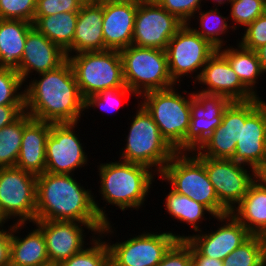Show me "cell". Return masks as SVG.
Here are the masks:
<instances>
[{
  "instance_id": "1",
  "label": "cell",
  "mask_w": 266,
  "mask_h": 266,
  "mask_svg": "<svg viewBox=\"0 0 266 266\" xmlns=\"http://www.w3.org/2000/svg\"><path fill=\"white\" fill-rule=\"evenodd\" d=\"M38 75L39 78L34 77L24 85L25 112L33 119L49 123L80 122L85 114V100L69 61Z\"/></svg>"
},
{
  "instance_id": "2",
  "label": "cell",
  "mask_w": 266,
  "mask_h": 266,
  "mask_svg": "<svg viewBox=\"0 0 266 266\" xmlns=\"http://www.w3.org/2000/svg\"><path fill=\"white\" fill-rule=\"evenodd\" d=\"M36 218L47 221L107 223L106 207L71 174L44 172L36 180ZM105 208V209H104Z\"/></svg>"
},
{
  "instance_id": "3",
  "label": "cell",
  "mask_w": 266,
  "mask_h": 266,
  "mask_svg": "<svg viewBox=\"0 0 266 266\" xmlns=\"http://www.w3.org/2000/svg\"><path fill=\"white\" fill-rule=\"evenodd\" d=\"M98 167L101 200L116 205L121 211L142 207L157 177L148 166L121 160L102 163Z\"/></svg>"
},
{
  "instance_id": "4",
  "label": "cell",
  "mask_w": 266,
  "mask_h": 266,
  "mask_svg": "<svg viewBox=\"0 0 266 266\" xmlns=\"http://www.w3.org/2000/svg\"><path fill=\"white\" fill-rule=\"evenodd\" d=\"M137 108L119 159L148 166L158 176L177 152L161 135L146 109L140 103Z\"/></svg>"
},
{
  "instance_id": "5",
  "label": "cell",
  "mask_w": 266,
  "mask_h": 266,
  "mask_svg": "<svg viewBox=\"0 0 266 266\" xmlns=\"http://www.w3.org/2000/svg\"><path fill=\"white\" fill-rule=\"evenodd\" d=\"M177 152L158 175L172 190L206 206L215 216L230 212L219 202L205 165L192 153Z\"/></svg>"
},
{
  "instance_id": "6",
  "label": "cell",
  "mask_w": 266,
  "mask_h": 266,
  "mask_svg": "<svg viewBox=\"0 0 266 266\" xmlns=\"http://www.w3.org/2000/svg\"><path fill=\"white\" fill-rule=\"evenodd\" d=\"M125 85L137 98L176 85L169 73L166 51L130 45L120 50Z\"/></svg>"
},
{
  "instance_id": "7",
  "label": "cell",
  "mask_w": 266,
  "mask_h": 266,
  "mask_svg": "<svg viewBox=\"0 0 266 266\" xmlns=\"http://www.w3.org/2000/svg\"><path fill=\"white\" fill-rule=\"evenodd\" d=\"M85 100L99 92L125 87L119 50L81 52L67 56Z\"/></svg>"
},
{
  "instance_id": "8",
  "label": "cell",
  "mask_w": 266,
  "mask_h": 266,
  "mask_svg": "<svg viewBox=\"0 0 266 266\" xmlns=\"http://www.w3.org/2000/svg\"><path fill=\"white\" fill-rule=\"evenodd\" d=\"M175 85L141 95V105L157 124L161 135L175 149L187 134L191 117L193 92L183 96Z\"/></svg>"
},
{
  "instance_id": "9",
  "label": "cell",
  "mask_w": 266,
  "mask_h": 266,
  "mask_svg": "<svg viewBox=\"0 0 266 266\" xmlns=\"http://www.w3.org/2000/svg\"><path fill=\"white\" fill-rule=\"evenodd\" d=\"M190 25L184 24L170 39L165 49L169 73L176 85H181V77L188 75L190 78L193 77V80L196 79V83L207 60L218 50ZM193 73H197V76H191Z\"/></svg>"
},
{
  "instance_id": "10",
  "label": "cell",
  "mask_w": 266,
  "mask_h": 266,
  "mask_svg": "<svg viewBox=\"0 0 266 266\" xmlns=\"http://www.w3.org/2000/svg\"><path fill=\"white\" fill-rule=\"evenodd\" d=\"M36 180L37 175L16 166L0 168V217L5 222L35 221Z\"/></svg>"
},
{
  "instance_id": "11",
  "label": "cell",
  "mask_w": 266,
  "mask_h": 266,
  "mask_svg": "<svg viewBox=\"0 0 266 266\" xmlns=\"http://www.w3.org/2000/svg\"><path fill=\"white\" fill-rule=\"evenodd\" d=\"M171 231L142 232L128 240L107 242L110 257L121 266H157L165 253L177 240H186V235Z\"/></svg>"
},
{
  "instance_id": "12",
  "label": "cell",
  "mask_w": 266,
  "mask_h": 266,
  "mask_svg": "<svg viewBox=\"0 0 266 266\" xmlns=\"http://www.w3.org/2000/svg\"><path fill=\"white\" fill-rule=\"evenodd\" d=\"M204 165L219 202L231 212L241 201L258 173L250 166L232 159L196 156ZM247 168L251 171L247 170Z\"/></svg>"
},
{
  "instance_id": "13",
  "label": "cell",
  "mask_w": 266,
  "mask_h": 266,
  "mask_svg": "<svg viewBox=\"0 0 266 266\" xmlns=\"http://www.w3.org/2000/svg\"><path fill=\"white\" fill-rule=\"evenodd\" d=\"M232 101L223 95L193 91L190 124L176 152L197 151L213 131L221 124L225 109Z\"/></svg>"
},
{
  "instance_id": "14",
  "label": "cell",
  "mask_w": 266,
  "mask_h": 266,
  "mask_svg": "<svg viewBox=\"0 0 266 266\" xmlns=\"http://www.w3.org/2000/svg\"><path fill=\"white\" fill-rule=\"evenodd\" d=\"M261 97L249 101H232L225 109L221 124L201 147L192 152L195 156L232 159L240 138L241 122L263 102Z\"/></svg>"
},
{
  "instance_id": "15",
  "label": "cell",
  "mask_w": 266,
  "mask_h": 266,
  "mask_svg": "<svg viewBox=\"0 0 266 266\" xmlns=\"http://www.w3.org/2000/svg\"><path fill=\"white\" fill-rule=\"evenodd\" d=\"M77 124L51 123L46 141V172L73 175L75 169L88 164L87 153L75 132Z\"/></svg>"
},
{
  "instance_id": "16",
  "label": "cell",
  "mask_w": 266,
  "mask_h": 266,
  "mask_svg": "<svg viewBox=\"0 0 266 266\" xmlns=\"http://www.w3.org/2000/svg\"><path fill=\"white\" fill-rule=\"evenodd\" d=\"M184 25L155 0L137 6L132 45L165 50L170 39Z\"/></svg>"
},
{
  "instance_id": "17",
  "label": "cell",
  "mask_w": 266,
  "mask_h": 266,
  "mask_svg": "<svg viewBox=\"0 0 266 266\" xmlns=\"http://www.w3.org/2000/svg\"><path fill=\"white\" fill-rule=\"evenodd\" d=\"M33 224L44 234L49 261L54 265H58L87 247L83 226L93 232L92 235H98L105 225V223L47 220H35Z\"/></svg>"
},
{
  "instance_id": "18",
  "label": "cell",
  "mask_w": 266,
  "mask_h": 266,
  "mask_svg": "<svg viewBox=\"0 0 266 266\" xmlns=\"http://www.w3.org/2000/svg\"><path fill=\"white\" fill-rule=\"evenodd\" d=\"M219 227L214 231L188 235L187 240L203 255L219 260L229 255L246 241L251 234L231 213L215 217ZM225 222V223H224ZM206 233V234H205Z\"/></svg>"
},
{
  "instance_id": "19",
  "label": "cell",
  "mask_w": 266,
  "mask_h": 266,
  "mask_svg": "<svg viewBox=\"0 0 266 266\" xmlns=\"http://www.w3.org/2000/svg\"><path fill=\"white\" fill-rule=\"evenodd\" d=\"M232 160L259 173L266 165V102L241 122L240 138Z\"/></svg>"
},
{
  "instance_id": "20",
  "label": "cell",
  "mask_w": 266,
  "mask_h": 266,
  "mask_svg": "<svg viewBox=\"0 0 266 266\" xmlns=\"http://www.w3.org/2000/svg\"><path fill=\"white\" fill-rule=\"evenodd\" d=\"M204 87L200 92L223 95L231 101H249L256 97L243 85L238 75L231 68L226 57L217 50L204 65L198 79Z\"/></svg>"
},
{
  "instance_id": "21",
  "label": "cell",
  "mask_w": 266,
  "mask_h": 266,
  "mask_svg": "<svg viewBox=\"0 0 266 266\" xmlns=\"http://www.w3.org/2000/svg\"><path fill=\"white\" fill-rule=\"evenodd\" d=\"M66 60V52L33 27L27 34L17 72L25 83L34 71L40 74L56 69Z\"/></svg>"
},
{
  "instance_id": "22",
  "label": "cell",
  "mask_w": 266,
  "mask_h": 266,
  "mask_svg": "<svg viewBox=\"0 0 266 266\" xmlns=\"http://www.w3.org/2000/svg\"><path fill=\"white\" fill-rule=\"evenodd\" d=\"M137 6L134 2L103 0L104 51L132 45Z\"/></svg>"
},
{
  "instance_id": "23",
  "label": "cell",
  "mask_w": 266,
  "mask_h": 266,
  "mask_svg": "<svg viewBox=\"0 0 266 266\" xmlns=\"http://www.w3.org/2000/svg\"><path fill=\"white\" fill-rule=\"evenodd\" d=\"M51 123L33 119L24 112V130L16 167L40 175L46 172V141Z\"/></svg>"
},
{
  "instance_id": "24",
  "label": "cell",
  "mask_w": 266,
  "mask_h": 266,
  "mask_svg": "<svg viewBox=\"0 0 266 266\" xmlns=\"http://www.w3.org/2000/svg\"><path fill=\"white\" fill-rule=\"evenodd\" d=\"M103 0H87L78 12L73 54L104 51Z\"/></svg>"
},
{
  "instance_id": "25",
  "label": "cell",
  "mask_w": 266,
  "mask_h": 266,
  "mask_svg": "<svg viewBox=\"0 0 266 266\" xmlns=\"http://www.w3.org/2000/svg\"><path fill=\"white\" fill-rule=\"evenodd\" d=\"M230 213L251 235L266 236V183L259 176Z\"/></svg>"
},
{
  "instance_id": "26",
  "label": "cell",
  "mask_w": 266,
  "mask_h": 266,
  "mask_svg": "<svg viewBox=\"0 0 266 266\" xmlns=\"http://www.w3.org/2000/svg\"><path fill=\"white\" fill-rule=\"evenodd\" d=\"M13 223L10 239V264L15 266L49 265L46 241L42 231L36 226V229L30 230L24 238H21L17 233L21 232L20 229H24L25 223L14 221Z\"/></svg>"
},
{
  "instance_id": "27",
  "label": "cell",
  "mask_w": 266,
  "mask_h": 266,
  "mask_svg": "<svg viewBox=\"0 0 266 266\" xmlns=\"http://www.w3.org/2000/svg\"><path fill=\"white\" fill-rule=\"evenodd\" d=\"M33 23L0 19V68L19 69L26 37Z\"/></svg>"
},
{
  "instance_id": "28",
  "label": "cell",
  "mask_w": 266,
  "mask_h": 266,
  "mask_svg": "<svg viewBox=\"0 0 266 266\" xmlns=\"http://www.w3.org/2000/svg\"><path fill=\"white\" fill-rule=\"evenodd\" d=\"M78 12H62L49 16H34L33 27L61 47L67 56L73 55V37Z\"/></svg>"
},
{
  "instance_id": "29",
  "label": "cell",
  "mask_w": 266,
  "mask_h": 266,
  "mask_svg": "<svg viewBox=\"0 0 266 266\" xmlns=\"http://www.w3.org/2000/svg\"><path fill=\"white\" fill-rule=\"evenodd\" d=\"M233 46L221 47L218 50L226 57L233 71L238 75L243 85L256 97L258 78L263 74L257 52L242 47L237 43ZM223 48V49H222Z\"/></svg>"
},
{
  "instance_id": "30",
  "label": "cell",
  "mask_w": 266,
  "mask_h": 266,
  "mask_svg": "<svg viewBox=\"0 0 266 266\" xmlns=\"http://www.w3.org/2000/svg\"><path fill=\"white\" fill-rule=\"evenodd\" d=\"M164 201V206L166 207L165 209L170 216H172L175 220L180 221V223L182 222L184 224L185 222L188 226L190 225L195 233L202 230L200 228L201 225H199L201 223L199 222L203 220L205 221V219L207 220L205 214L208 213V215L215 218L206 206L185 195L178 194L171 188Z\"/></svg>"
},
{
  "instance_id": "31",
  "label": "cell",
  "mask_w": 266,
  "mask_h": 266,
  "mask_svg": "<svg viewBox=\"0 0 266 266\" xmlns=\"http://www.w3.org/2000/svg\"><path fill=\"white\" fill-rule=\"evenodd\" d=\"M110 222L105 223L98 236L93 235L89 244L91 247H84L80 252L59 263L57 266H105L107 260L110 258V252L107 241L102 240L108 233L111 235L115 231V229H112Z\"/></svg>"
},
{
  "instance_id": "32",
  "label": "cell",
  "mask_w": 266,
  "mask_h": 266,
  "mask_svg": "<svg viewBox=\"0 0 266 266\" xmlns=\"http://www.w3.org/2000/svg\"><path fill=\"white\" fill-rule=\"evenodd\" d=\"M218 6L214 7L213 9L205 12L198 11L197 16L194 15L192 18H198L197 21H199V27H192V29L198 33L203 39H206L209 41L214 47L217 49L225 46V41L222 38L223 35L226 32H229V28L233 30H237V25L231 26L230 24L228 25L229 20L227 16H222V13L218 11L219 9L217 8ZM221 14V15H220ZM212 21V23H211ZM201 28V29H200ZM228 30V31H227ZM222 35V36H221Z\"/></svg>"
},
{
  "instance_id": "33",
  "label": "cell",
  "mask_w": 266,
  "mask_h": 266,
  "mask_svg": "<svg viewBox=\"0 0 266 266\" xmlns=\"http://www.w3.org/2000/svg\"><path fill=\"white\" fill-rule=\"evenodd\" d=\"M265 264V237L260 235H251L223 260V266H264Z\"/></svg>"
},
{
  "instance_id": "34",
  "label": "cell",
  "mask_w": 266,
  "mask_h": 266,
  "mask_svg": "<svg viewBox=\"0 0 266 266\" xmlns=\"http://www.w3.org/2000/svg\"><path fill=\"white\" fill-rule=\"evenodd\" d=\"M24 130V113L0 129V168L16 166Z\"/></svg>"
},
{
  "instance_id": "35",
  "label": "cell",
  "mask_w": 266,
  "mask_h": 266,
  "mask_svg": "<svg viewBox=\"0 0 266 266\" xmlns=\"http://www.w3.org/2000/svg\"><path fill=\"white\" fill-rule=\"evenodd\" d=\"M23 85L25 84L16 70L0 68V106L25 105Z\"/></svg>"
},
{
  "instance_id": "36",
  "label": "cell",
  "mask_w": 266,
  "mask_h": 266,
  "mask_svg": "<svg viewBox=\"0 0 266 266\" xmlns=\"http://www.w3.org/2000/svg\"><path fill=\"white\" fill-rule=\"evenodd\" d=\"M230 8L232 22L246 28L266 12V0H232Z\"/></svg>"
},
{
  "instance_id": "37",
  "label": "cell",
  "mask_w": 266,
  "mask_h": 266,
  "mask_svg": "<svg viewBox=\"0 0 266 266\" xmlns=\"http://www.w3.org/2000/svg\"><path fill=\"white\" fill-rule=\"evenodd\" d=\"M127 95L136 96V94L130 90L127 86L122 88L108 89L97 93L96 95H90L85 99V110L89 108H99L105 112H114L122 102V99ZM97 106V107H96Z\"/></svg>"
},
{
  "instance_id": "38",
  "label": "cell",
  "mask_w": 266,
  "mask_h": 266,
  "mask_svg": "<svg viewBox=\"0 0 266 266\" xmlns=\"http://www.w3.org/2000/svg\"><path fill=\"white\" fill-rule=\"evenodd\" d=\"M37 0H0V19L34 21Z\"/></svg>"
},
{
  "instance_id": "39",
  "label": "cell",
  "mask_w": 266,
  "mask_h": 266,
  "mask_svg": "<svg viewBox=\"0 0 266 266\" xmlns=\"http://www.w3.org/2000/svg\"><path fill=\"white\" fill-rule=\"evenodd\" d=\"M167 12L176 16L184 24H190L191 19L202 8L203 0H155Z\"/></svg>"
},
{
  "instance_id": "40",
  "label": "cell",
  "mask_w": 266,
  "mask_h": 266,
  "mask_svg": "<svg viewBox=\"0 0 266 266\" xmlns=\"http://www.w3.org/2000/svg\"><path fill=\"white\" fill-rule=\"evenodd\" d=\"M243 35V36H242ZM238 43L249 50L256 51L266 44V12L257 17L250 25L244 28V33Z\"/></svg>"
},
{
  "instance_id": "41",
  "label": "cell",
  "mask_w": 266,
  "mask_h": 266,
  "mask_svg": "<svg viewBox=\"0 0 266 266\" xmlns=\"http://www.w3.org/2000/svg\"><path fill=\"white\" fill-rule=\"evenodd\" d=\"M87 0H37L34 16H49L62 12H79Z\"/></svg>"
},
{
  "instance_id": "42",
  "label": "cell",
  "mask_w": 266,
  "mask_h": 266,
  "mask_svg": "<svg viewBox=\"0 0 266 266\" xmlns=\"http://www.w3.org/2000/svg\"><path fill=\"white\" fill-rule=\"evenodd\" d=\"M157 266H191V243L187 239L177 240Z\"/></svg>"
},
{
  "instance_id": "43",
  "label": "cell",
  "mask_w": 266,
  "mask_h": 266,
  "mask_svg": "<svg viewBox=\"0 0 266 266\" xmlns=\"http://www.w3.org/2000/svg\"><path fill=\"white\" fill-rule=\"evenodd\" d=\"M25 112V105H1L0 129L17 120Z\"/></svg>"
},
{
  "instance_id": "44",
  "label": "cell",
  "mask_w": 266,
  "mask_h": 266,
  "mask_svg": "<svg viewBox=\"0 0 266 266\" xmlns=\"http://www.w3.org/2000/svg\"><path fill=\"white\" fill-rule=\"evenodd\" d=\"M4 222L0 226V266H8L10 264V239L12 234V225H8V230L3 229Z\"/></svg>"
},
{
  "instance_id": "45",
  "label": "cell",
  "mask_w": 266,
  "mask_h": 266,
  "mask_svg": "<svg viewBox=\"0 0 266 266\" xmlns=\"http://www.w3.org/2000/svg\"><path fill=\"white\" fill-rule=\"evenodd\" d=\"M191 266H223V260L203 256L191 244Z\"/></svg>"
},
{
  "instance_id": "46",
  "label": "cell",
  "mask_w": 266,
  "mask_h": 266,
  "mask_svg": "<svg viewBox=\"0 0 266 266\" xmlns=\"http://www.w3.org/2000/svg\"><path fill=\"white\" fill-rule=\"evenodd\" d=\"M263 74L266 72V44L256 50Z\"/></svg>"
},
{
  "instance_id": "47",
  "label": "cell",
  "mask_w": 266,
  "mask_h": 266,
  "mask_svg": "<svg viewBox=\"0 0 266 266\" xmlns=\"http://www.w3.org/2000/svg\"><path fill=\"white\" fill-rule=\"evenodd\" d=\"M111 1L134 2L140 4V3L150 2L152 0H111Z\"/></svg>"
},
{
  "instance_id": "48",
  "label": "cell",
  "mask_w": 266,
  "mask_h": 266,
  "mask_svg": "<svg viewBox=\"0 0 266 266\" xmlns=\"http://www.w3.org/2000/svg\"><path fill=\"white\" fill-rule=\"evenodd\" d=\"M258 176L266 183V165L265 167L258 173Z\"/></svg>"
},
{
  "instance_id": "49",
  "label": "cell",
  "mask_w": 266,
  "mask_h": 266,
  "mask_svg": "<svg viewBox=\"0 0 266 266\" xmlns=\"http://www.w3.org/2000/svg\"><path fill=\"white\" fill-rule=\"evenodd\" d=\"M209 1V0H208ZM213 2H215V6H216V4L218 5V6H220V5H223V4H225V3H229L230 4V2L232 1V0H212Z\"/></svg>"
},
{
  "instance_id": "50",
  "label": "cell",
  "mask_w": 266,
  "mask_h": 266,
  "mask_svg": "<svg viewBox=\"0 0 266 266\" xmlns=\"http://www.w3.org/2000/svg\"><path fill=\"white\" fill-rule=\"evenodd\" d=\"M105 266H121L117 264L111 257L107 260Z\"/></svg>"
},
{
  "instance_id": "51",
  "label": "cell",
  "mask_w": 266,
  "mask_h": 266,
  "mask_svg": "<svg viewBox=\"0 0 266 266\" xmlns=\"http://www.w3.org/2000/svg\"><path fill=\"white\" fill-rule=\"evenodd\" d=\"M5 221L0 217V226L4 223Z\"/></svg>"
},
{
  "instance_id": "52",
  "label": "cell",
  "mask_w": 266,
  "mask_h": 266,
  "mask_svg": "<svg viewBox=\"0 0 266 266\" xmlns=\"http://www.w3.org/2000/svg\"><path fill=\"white\" fill-rule=\"evenodd\" d=\"M46 266H57V265H54V264H49V265H46Z\"/></svg>"
}]
</instances>
